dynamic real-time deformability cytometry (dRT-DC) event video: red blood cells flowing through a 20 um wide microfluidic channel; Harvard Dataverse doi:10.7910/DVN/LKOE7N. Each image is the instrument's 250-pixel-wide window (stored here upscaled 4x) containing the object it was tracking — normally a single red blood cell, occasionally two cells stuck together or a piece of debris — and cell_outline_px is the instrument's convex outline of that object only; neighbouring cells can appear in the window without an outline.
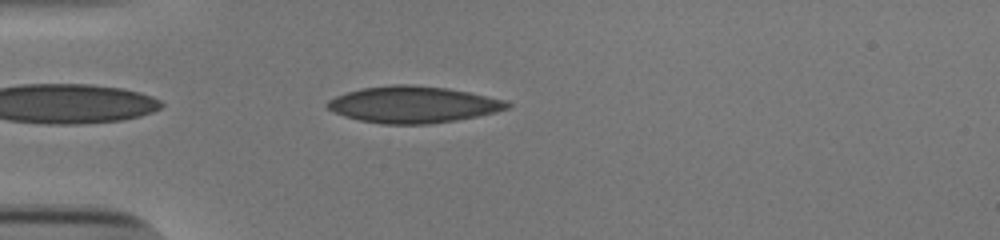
{"species": "human", "species_latin": "Homo sapiens", "temperature_condition": "cold", "stored_images_in_passage": 39, "camera_frame_rate_fps": 3000, "um_per_image_px": 0.085, "donor": {"sex": "male"}, "frame": {"image": 1, "passage_image": 2, "time_ms": 0.333, "image_size_px": [1000, 240], "cell_outline_px": [[512, 104], [508, 108], [496, 112], [456, 120], [428, 124], [384, 124], [360, 120], [344, 116], [328, 108], [324, 104], [328, 100], [336, 96], [360, 88], [392, 84], [408, 84], [448, 88], [508, 100]], "centroid_in_image_um": [35.13, 8.88], "position_along_channel_um": 49.9, "area_um2": 38.32}}
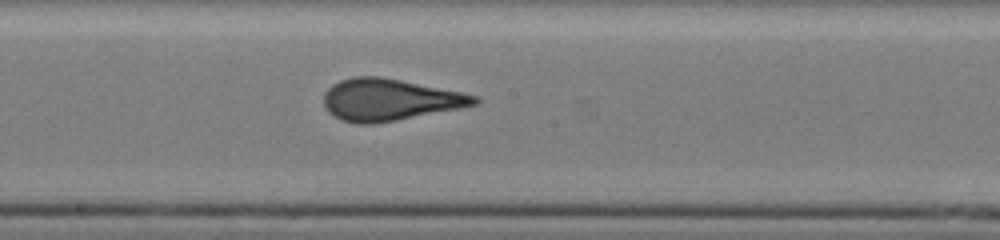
{"frame": {"image": 2, "passage_image": 16, "time_ms": 5.0, "image_size_px": [1000, 240], "cell_outline_px": [[480, 100], [476, 104], [460, 108], [396, 120], [372, 124], [356, 124], [340, 120], [328, 112], [324, 104], [324, 92], [332, 84], [340, 80], [356, 76], [380, 76], [460, 92], [476, 96]], "centroid_in_image_um": [33.05, 8.48], "position_along_channel_um": 215.1, "area_um2": 36.41}}
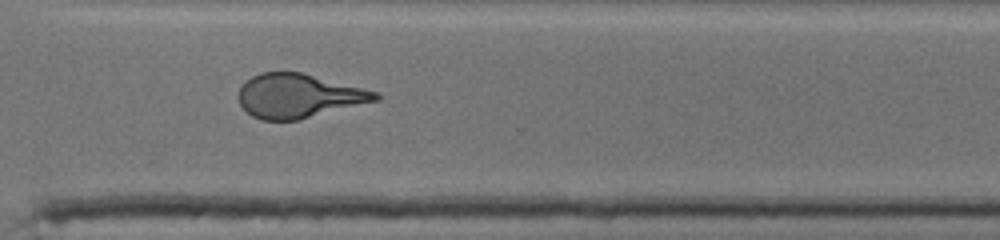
{"frame": {"image": 3, "passage_image": 26, "time_ms": 8.333, "image_size_px": [1000, 240], "cell_outline_px": [[380, 100], [296, 120], [260, 120], [252, 116], [240, 104], [236, 96], [244, 80], [260, 72], [300, 72], [380, 92]], "centroid_in_image_um": [25.37, 8.14], "position_along_channel_um": 345.2, "area_um2": 35.14}, "authors_computed_cell_mechanics": {"area_um2": 36.5296, "velocity_mm_per_s": 3.911, "shape_relaxation_time_tau1_ms": 4.8586, "shape_relaxation_time_tau2_ms": 0.8811, "deformation_change_tau1": 0.1719, "deformation_change_tau2": 0.0574}}